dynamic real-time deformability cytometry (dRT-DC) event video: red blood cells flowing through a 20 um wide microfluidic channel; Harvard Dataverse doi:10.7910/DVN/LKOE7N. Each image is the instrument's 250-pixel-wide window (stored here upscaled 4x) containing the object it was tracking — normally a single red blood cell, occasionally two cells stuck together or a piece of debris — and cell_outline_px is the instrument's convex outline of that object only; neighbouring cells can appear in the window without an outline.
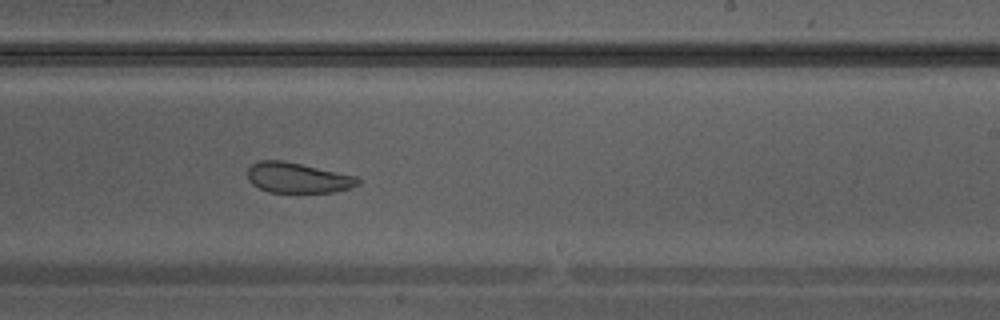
{"species": "Egyptian fruit bat (a non-hibernating species)", "species_latin": "Rousettus aegyptiacus", "temperature_condition": "warm", "stored_images_in_passage": 31, "camera_frame_rate_fps": 3000, "um_per_image_px": 0.085, "animal": {"sex": "male"}, "frame": {"image": 1, "passage_image": 18, "time_ms": 5.667, "image_size_px": [1000, 320], "cell_outline_px": [[360, 184], [348, 188], [332, 192], [268, 192], [252, 184], [248, 180], [248, 168], [252, 164], [260, 160], [284, 160], [356, 176], [360, 180]], "centroid_in_image_um": [25.28, 15.1], "position_along_channel_um": 263.7, "area_um2": 19.42}}